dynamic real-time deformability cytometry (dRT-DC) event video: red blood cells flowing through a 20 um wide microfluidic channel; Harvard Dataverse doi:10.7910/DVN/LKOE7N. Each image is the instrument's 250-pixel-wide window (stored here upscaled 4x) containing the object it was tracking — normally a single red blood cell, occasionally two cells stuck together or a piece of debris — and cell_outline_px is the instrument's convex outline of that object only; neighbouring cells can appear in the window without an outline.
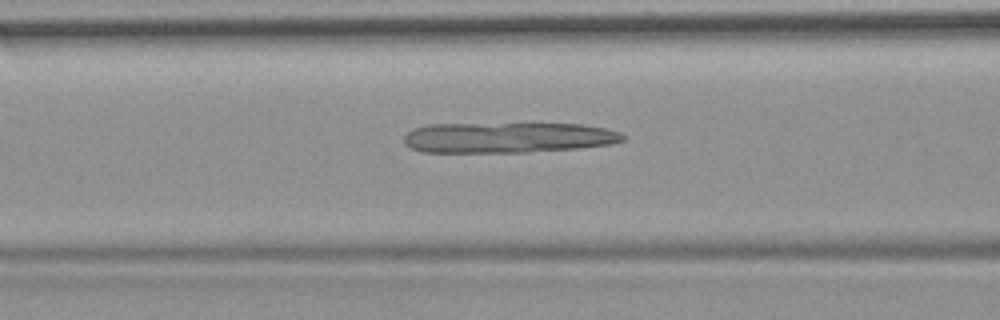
{"species": "common noctule bat (a hibernating species)", "species_latin": "Nyctalus noctula", "temperature_condition": "room temperature", "stored_images_in_passage": 40, "camera_frame_rate_fps": 3000, "um_per_image_px": 0.085, "animal": {"sex": "female", "body_mass_g": 19.9}, "frame": {"image": 1, "passage_image": 10, "time_ms": 3.0, "image_size_px": [1000, 320], "cell_outline_px": [[628, 136], [624, 140], [608, 144], [580, 148], [528, 152], [420, 152], [404, 144], [404, 136], [412, 128], [428, 124], [580, 124], [604, 128], [620, 132]], "centroid_in_image_um": [43.15, 11.69], "position_along_channel_um": 123.5, "area_um2": 39.02}}
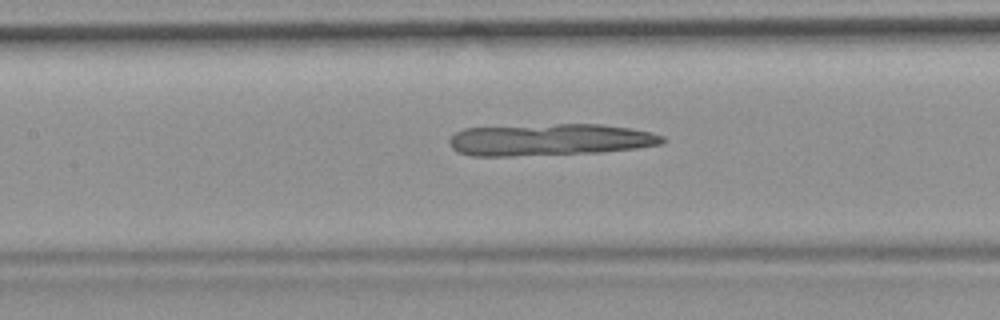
{"frame": {"image": 2, "passage_image": 13, "time_ms": 4.0, "image_size_px": [1000, 320], "cell_outline_px": [[664, 140], [660, 144], [636, 148], [600, 152], [512, 156], [472, 156], [456, 152], [452, 148], [448, 140], [456, 132], [464, 128], [556, 124], [600, 124], [628, 128], [652, 132], [664, 136]], "centroid_in_image_um": [46.7, 11.88], "position_along_channel_um": 160.7, "area_um2": 39.54}}